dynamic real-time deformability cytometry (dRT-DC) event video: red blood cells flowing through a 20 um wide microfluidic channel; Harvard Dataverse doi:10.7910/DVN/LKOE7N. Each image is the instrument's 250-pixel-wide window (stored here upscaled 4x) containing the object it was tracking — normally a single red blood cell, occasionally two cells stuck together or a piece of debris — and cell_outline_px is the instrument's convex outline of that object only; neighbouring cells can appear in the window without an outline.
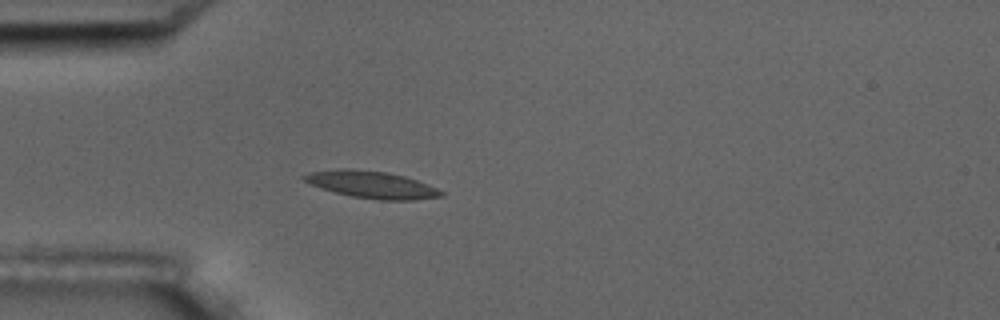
{"species": "common noctule bat (a hibernating species)", "species_latin": "Nyctalus noctula", "temperature_condition": "room temperature", "stored_images_in_passage": 3, "camera_frame_rate_fps": 3000, "um_per_image_px": 0.085, "animal": {"sex": "male", "body_mass_g": 17.5, "forearm_length_mm": 52.3}, "frame": {"image": 1, "passage_image": 3, "time_ms": 3.333, "image_size_px": [1000, 320], "cell_outline_px": [[444, 196], [416, 200], [380, 200], [352, 196], [336, 192], [312, 184], [304, 180], [300, 176], [312, 172], [340, 168], [352, 168], [384, 172], [404, 176], [428, 184], [444, 192]], "centroid_in_image_um": [31.64, 15.69], "position_along_channel_um": 53.4, "area_um2": 21.39}}